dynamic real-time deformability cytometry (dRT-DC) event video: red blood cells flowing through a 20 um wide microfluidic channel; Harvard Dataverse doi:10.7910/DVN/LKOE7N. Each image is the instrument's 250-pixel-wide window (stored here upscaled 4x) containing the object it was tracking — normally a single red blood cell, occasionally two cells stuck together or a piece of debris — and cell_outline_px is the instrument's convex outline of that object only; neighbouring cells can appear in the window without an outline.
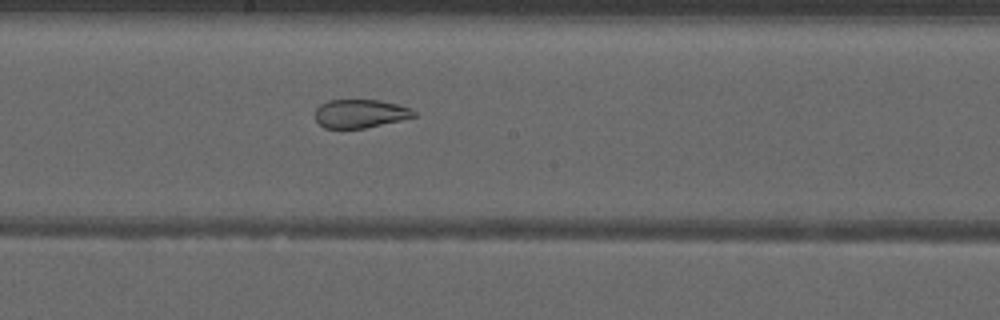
{"species": "common noctule bat (a hibernating species)", "species_latin": "Nyctalus noctula", "temperature_condition": "warm", "stored_images_in_passage": 52, "segment_of_instrument_passage": [2, 2], "camera_frame_rate_fps": 3000, "um_per_image_px": 0.085, "animal": {"sex": "male", "forearm_length_mm": 52.5}, "frame": {"image": 1, "passage_image": 29, "time_ms": 9.333, "image_size_px": [1000, 320], "cell_outline_px": [[416, 116], [400, 120], [364, 128], [324, 128], [316, 120], [316, 108], [320, 104], [328, 100], [380, 100], [412, 108], [416, 112]], "centroid_in_image_um": [30.62, 9.65], "position_along_channel_um": 217.6, "area_um2": 16.3}}
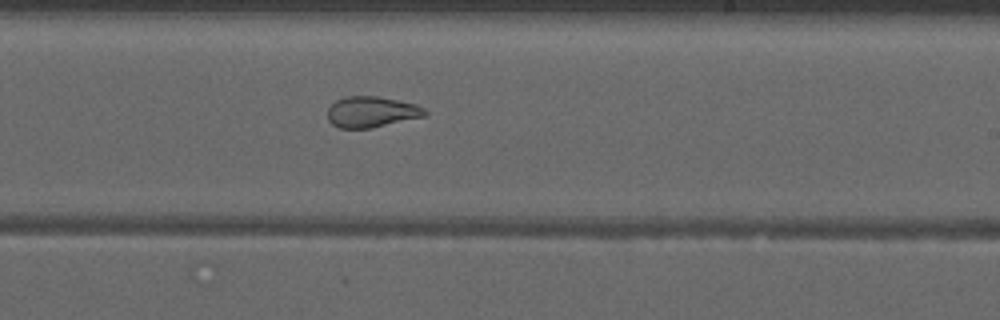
{"frame": {"image": 2, "passage_image": 32, "time_ms": 10.333, "image_size_px": [1000, 320], "cell_outline_px": [[428, 112], [424, 116], [368, 128], [340, 128], [332, 124], [328, 120], [328, 108], [336, 100], [344, 96], [376, 96], [416, 104], [424, 108]], "centroid_in_image_um": [31.55, 9.5], "position_along_channel_um": 257.5, "area_um2": 17.28}}
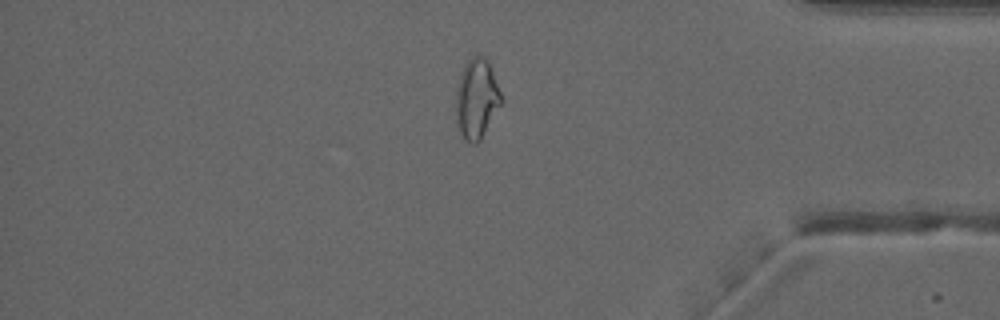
{"frame": {"image": 3, "passage_image": 44, "time_ms": 14.333, "image_size_px": [1000, 320], "cell_outline_px": [[500, 104], [480, 140], [476, 144], [472, 144], [464, 140], [456, 128], [456, 88], [460, 72], [468, 60], [476, 52], [480, 52], [488, 60], [500, 92]], "centroid_in_image_um": [40.46, 8.37], "position_along_channel_um": 394.7, "area_um2": 21.15}}